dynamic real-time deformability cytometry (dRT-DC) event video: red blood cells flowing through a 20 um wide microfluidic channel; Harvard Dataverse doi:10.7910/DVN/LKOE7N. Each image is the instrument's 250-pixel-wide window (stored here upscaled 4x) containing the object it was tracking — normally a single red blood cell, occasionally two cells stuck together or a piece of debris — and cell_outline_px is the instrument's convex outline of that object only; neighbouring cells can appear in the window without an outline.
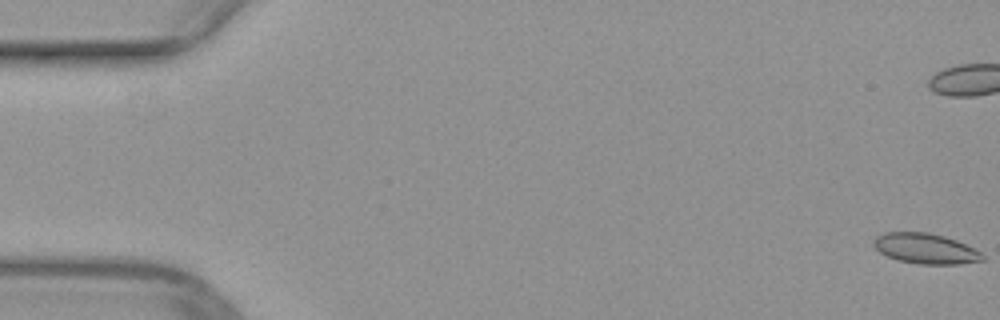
{"species": "common noctule bat (a hibernating species)", "species_latin": "Nyctalus noctula", "temperature_condition": "warm", "stored_images_in_passage": 16, "camera_frame_rate_fps": 3000, "um_per_image_px": 0.085, "animal": {"sex": "female", "body_mass_g": 29.2, "forearm_length_mm": 56.3}, "frame": {"image": 1, "passage_image": 1, "time_ms": 0.0, "image_size_px": [1000, 320], "cell_outline_px": [[984, 260], [960, 264], [920, 264], [896, 260], [880, 252], [872, 244], [872, 240], [876, 236], [884, 232], [928, 232], [944, 236], [956, 240], [980, 252], [984, 256]], "centroid_in_image_um": [78.63, 21.12], "position_along_channel_um": 6.4, "area_um2": 19.25}}